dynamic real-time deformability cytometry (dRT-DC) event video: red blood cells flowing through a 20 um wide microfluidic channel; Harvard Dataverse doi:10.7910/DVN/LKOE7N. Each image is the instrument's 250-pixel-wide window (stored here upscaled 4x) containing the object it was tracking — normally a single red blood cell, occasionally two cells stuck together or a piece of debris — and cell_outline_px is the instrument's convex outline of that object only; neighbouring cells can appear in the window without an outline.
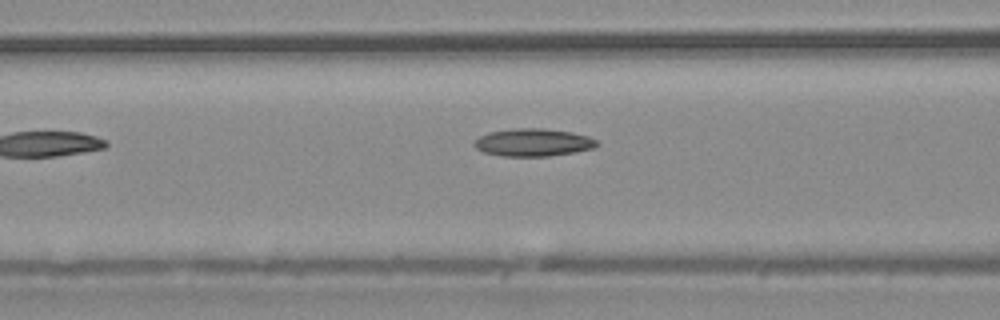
{"species": "common noctule bat (a hibernating species)", "species_latin": "Nyctalus noctula", "temperature_condition": "warm", "stored_images_in_passage": 7, "camera_frame_rate_fps": 3000, "um_per_image_px": 0.085, "animal": {"sex": "male", "body_mass_g": 20.4}, "frame": {"image": 1, "passage_image": 7, "time_ms": 2.0, "image_size_px": [1000, 320], "cell_outline_px": [[600, 144], [596, 148], [548, 156], [504, 156], [484, 152], [476, 148], [472, 144], [480, 136], [488, 132], [512, 128], [544, 128], [572, 132], [588, 136], [596, 140]], "centroid_in_image_um": [45.33, 12.1], "position_along_channel_um": 121.3, "area_um2": 19.83}}